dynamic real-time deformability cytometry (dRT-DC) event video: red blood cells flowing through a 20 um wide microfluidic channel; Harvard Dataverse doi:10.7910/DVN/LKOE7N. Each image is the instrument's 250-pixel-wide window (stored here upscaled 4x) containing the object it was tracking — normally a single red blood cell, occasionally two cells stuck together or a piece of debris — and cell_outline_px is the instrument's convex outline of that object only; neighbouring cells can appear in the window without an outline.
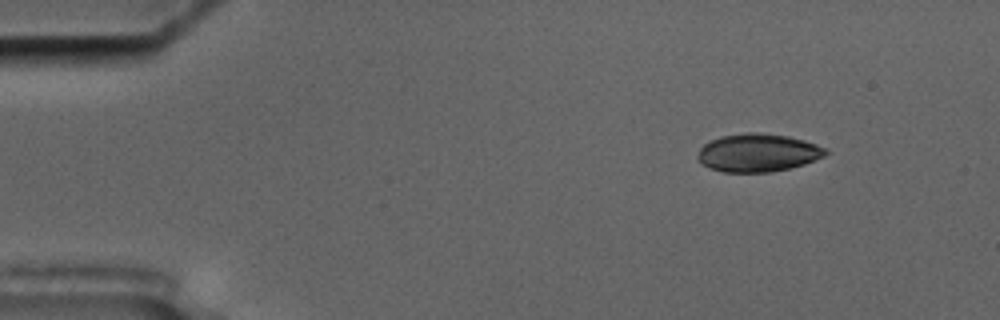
{"species": "common noctule bat (a hibernating species)", "species_latin": "Nyctalus noctula", "temperature_condition": "cold", "stored_images_in_passage": 4, "camera_frame_rate_fps": 3000, "um_per_image_px": 0.085, "animal": {"sex": "male", "body_mass_g": 17.5, "forearm_length_mm": 52.3}, "frame": {"image": 1, "passage_image": 2, "time_ms": 1.333, "image_size_px": [1000, 320], "cell_outline_px": [[828, 152], [824, 156], [804, 164], [772, 172], [724, 172], [700, 164], [696, 160], [696, 156], [700, 148], [708, 140], [720, 136], [748, 132], [760, 132], [788, 136], [804, 140], [828, 148]], "centroid_in_image_um": [64.39, 12.97], "position_along_channel_um": 20.6, "area_um2": 28.61}}